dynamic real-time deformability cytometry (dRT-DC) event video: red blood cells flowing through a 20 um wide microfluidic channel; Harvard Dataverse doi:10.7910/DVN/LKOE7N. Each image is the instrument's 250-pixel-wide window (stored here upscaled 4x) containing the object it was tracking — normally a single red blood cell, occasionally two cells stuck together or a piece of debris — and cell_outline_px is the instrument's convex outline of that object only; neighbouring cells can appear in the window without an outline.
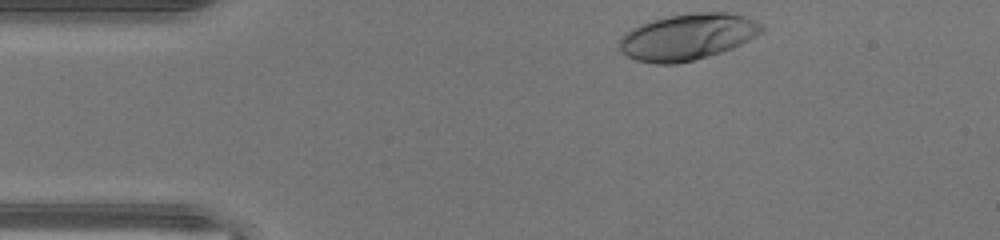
{"species": "human", "species_latin": "Homo sapiens", "temperature_condition": "warm", "stored_images_in_passage": 31, "camera_frame_rate_fps": 3000, "um_per_image_px": 0.085, "donor": {"sex": "male"}, "frame": {"image": 1, "passage_image": 1, "time_ms": 0.0, "image_size_px": [1000, 240], "cell_outline_px": [[764, 28], [756, 36], [732, 48], [708, 56], [676, 64], [656, 64], [636, 60], [620, 52], [620, 36], [632, 28], [640, 24], [652, 20], [668, 16], [696, 12], [732, 12], [744, 16], [764, 24]], "centroid_in_image_um": [58.44, 3.12], "position_along_channel_um": 26.6, "area_um2": 38.38}}
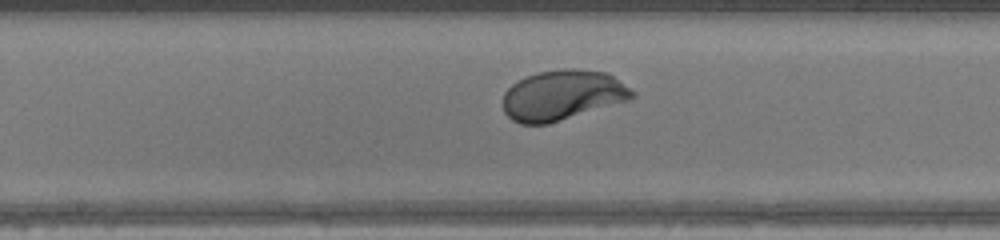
{"frame": {"image": 2, "passage_image": 17, "time_ms": 5.333, "image_size_px": [1000, 240], "cell_outline_px": [[636, 96], [632, 100], [548, 124], [520, 124], [512, 120], [504, 112], [504, 92], [512, 84], [528, 76], [540, 72], [564, 68], [576, 68], [608, 72], [636, 92]], "centroid_in_image_um": [47.87, 8.09], "position_along_channel_um": 200.3, "area_um2": 38.09}}
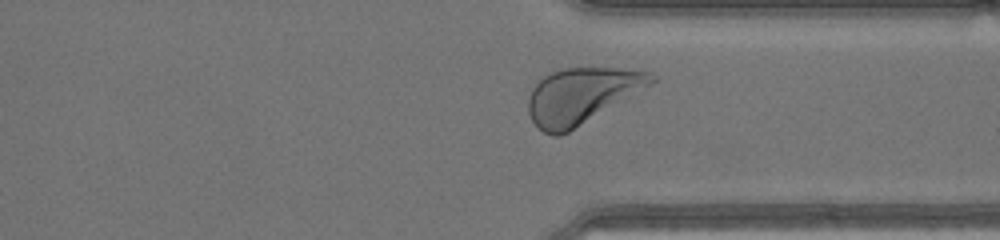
{"frame": {"image": 3, "passage_image": 28, "time_ms": 9.0, "image_size_px": [1000, 240], "cell_outline_px": [[656, 80], [652, 84], [636, 96], [568, 132], [560, 136], [552, 136], [544, 132], [532, 120], [528, 112], [528, 96], [532, 88], [544, 76], [552, 72], [564, 68], [620, 68], [648, 72], [656, 76]], "centroid_in_image_um": [49.48, 8.15], "position_along_channel_um": 361.9, "area_um2": 40.34}, "authors_computed_cell_mechanics": {"area_um2": 37.4544, "velocity_mm_per_s": 4.4279, "shape_relaxation_time_tau1_ms": 2.0709, "shape_relaxation_time_tau2_ms": null, "deformation_change_tau1": 0.1676, "deformation_change_tau2": null}}